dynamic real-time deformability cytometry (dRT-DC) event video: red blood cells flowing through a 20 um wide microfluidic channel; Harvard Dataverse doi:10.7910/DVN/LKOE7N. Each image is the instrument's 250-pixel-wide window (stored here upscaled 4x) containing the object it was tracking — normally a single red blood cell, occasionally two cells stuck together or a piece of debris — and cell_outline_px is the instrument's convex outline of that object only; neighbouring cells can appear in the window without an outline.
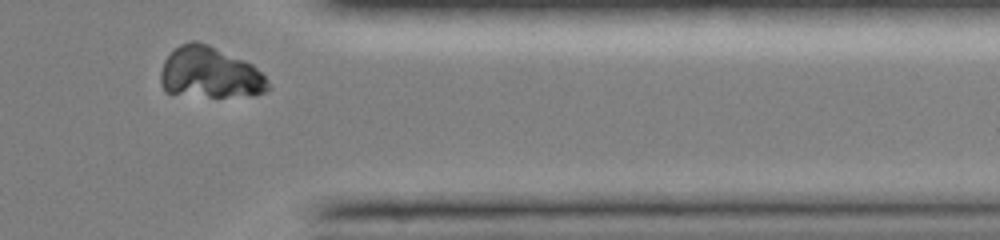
{"species": "common noctule bat (a hibernating species)", "species_latin": "Nyctalus noctula", "temperature_condition": "room temperature", "stored_images_in_passage": 27, "camera_frame_rate_fps": 3000, "um_per_image_px": 0.085, "animal": {"sex": "female", "body_mass_g": 19.0, "forearm_length_mm": 51.5}, "frame": {"image": 1, "passage_image": 25, "time_ms": 8.0, "image_size_px": [1000, 240], "cell_outline_px": [[272, 88], [264, 92], [252, 96], [208, 96], [164, 92], [160, 84], [160, 72], [164, 60], [180, 44], [192, 40], [196, 40], [208, 44], [244, 60], [252, 64], [268, 80]], "centroid_in_image_um": [17.84, 6.18], "position_along_channel_um": 393.6, "area_um2": 32.08}}